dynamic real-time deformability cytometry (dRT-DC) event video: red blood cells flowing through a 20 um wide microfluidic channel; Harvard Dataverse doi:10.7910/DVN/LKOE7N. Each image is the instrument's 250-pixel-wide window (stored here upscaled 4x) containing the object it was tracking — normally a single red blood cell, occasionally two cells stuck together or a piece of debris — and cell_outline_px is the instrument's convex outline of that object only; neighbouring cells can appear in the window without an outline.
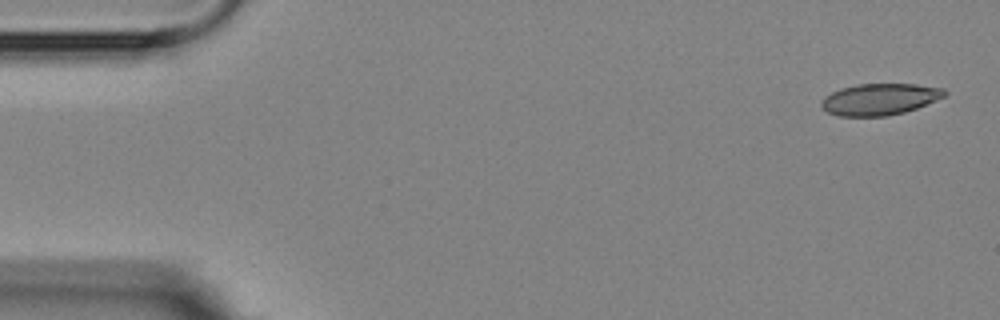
{"species": "Egyptian fruit bat (a non-hibernating species)", "species_latin": "Rousettus aegyptiacus", "temperature_condition": "room temperature", "stored_images_in_passage": 9, "camera_frame_rate_fps": 3000, "um_per_image_px": 0.085, "animal": {"sex": "female"}, "frame": {"image": 1, "passage_image": 1, "time_ms": 0.0, "image_size_px": [1000, 320], "cell_outline_px": [[948, 92], [944, 96], [916, 108], [904, 112], [888, 116], [840, 116], [828, 112], [820, 104], [820, 100], [824, 96], [840, 88], [856, 84], [916, 84], [944, 88]], "centroid_in_image_um": [74.75, 8.43], "position_along_channel_um": 10.2, "area_um2": 22.6}}
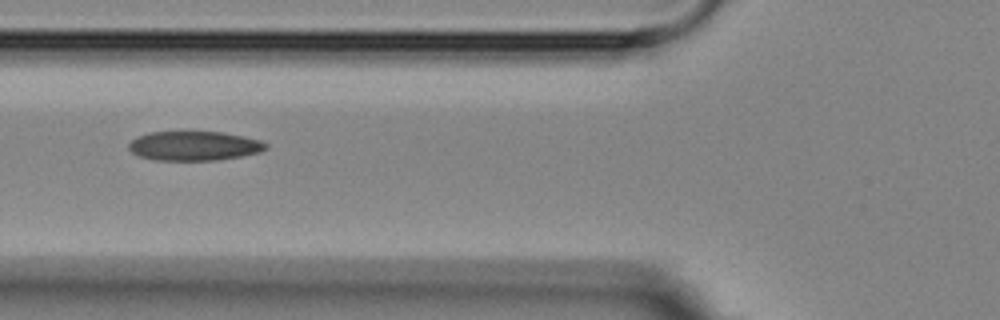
{"frame": {"image": 2, "passage_image": 6, "time_ms": 6.0, "image_size_px": [1000, 320], "cell_outline_px": [[268, 148], [260, 152], [240, 156], [216, 160], [156, 160], [140, 156], [132, 152], [128, 148], [128, 144], [136, 136], [148, 132], [220, 132], [244, 136], [260, 140], [268, 144]], "centroid_in_image_um": [16.5, 12.39], "position_along_channel_um": 109.3, "area_um2": 23.41}}
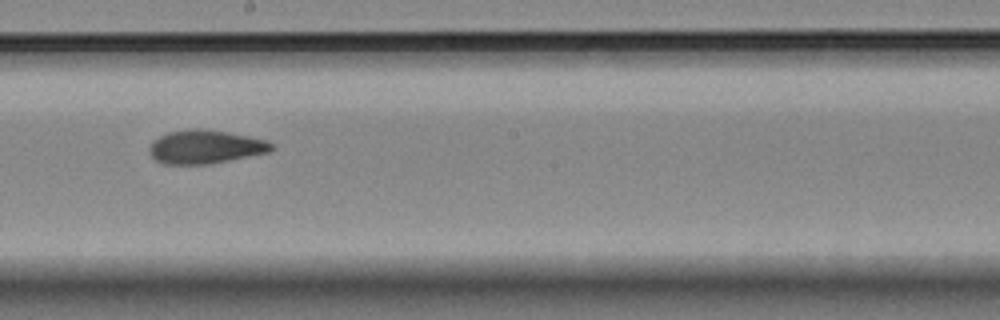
{"frame": {"image": 3, "passage_image": 9, "time_ms": 9.333, "image_size_px": [1000, 320], "cell_outline_px": [[276, 148], [268, 152], [228, 160], [204, 164], [164, 164], [156, 160], [148, 152], [148, 148], [152, 140], [168, 132], [192, 128], [200, 128], [228, 132], [268, 140]], "centroid_in_image_um": [17.43, 12.47], "position_along_channel_um": 230.8, "area_um2": 23.87}}